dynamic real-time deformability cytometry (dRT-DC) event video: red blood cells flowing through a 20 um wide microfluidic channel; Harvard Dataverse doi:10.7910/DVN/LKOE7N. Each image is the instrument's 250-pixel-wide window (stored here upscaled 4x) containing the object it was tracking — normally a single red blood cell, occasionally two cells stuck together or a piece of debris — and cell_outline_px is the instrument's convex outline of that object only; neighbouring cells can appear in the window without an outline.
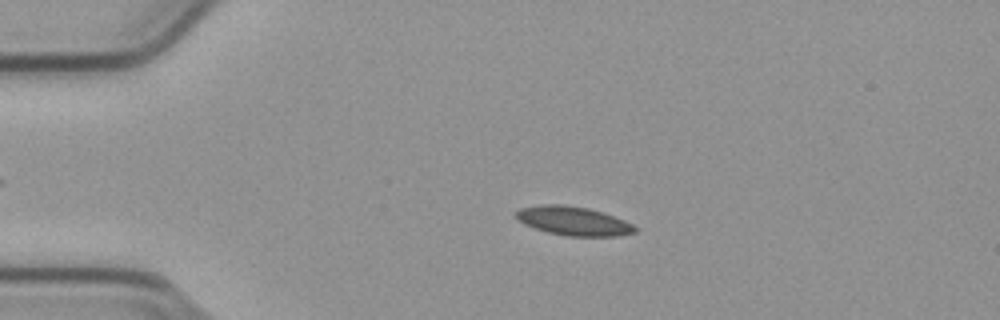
{"species": "common noctule bat (a hibernating species)", "species_latin": "Nyctalus noctula", "temperature_condition": "cold", "stored_images_in_passage": 48, "camera_frame_rate_fps": 3000, "um_per_image_px": 0.085, "animal": {"sex": "male", "body_mass_g": 23.1, "forearm_length_mm": 52.7}, "frame": {"image": 1, "passage_image": 6, "time_ms": 1.667, "image_size_px": [1000, 320], "cell_outline_px": [[636, 232], [620, 236], [568, 236], [548, 232], [524, 224], [516, 216], [516, 212], [520, 208], [544, 204], [564, 204], [588, 208], [604, 212], [624, 220], [632, 224], [636, 228]], "centroid_in_image_um": [48.77, 18.78], "position_along_channel_um": 36.2, "area_um2": 19.94}}
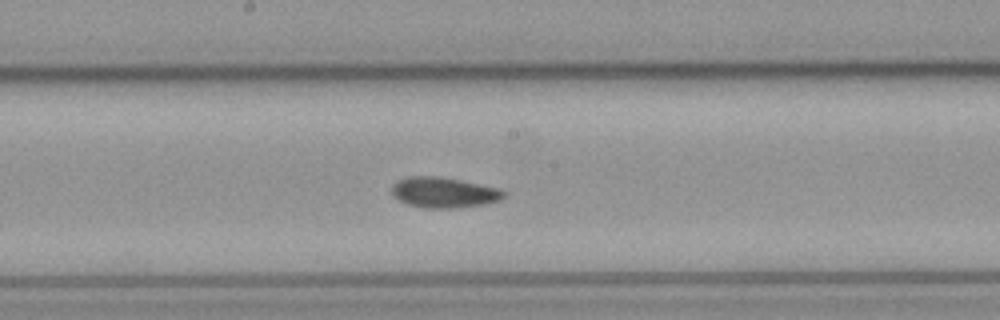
{"frame": {"image": 2, "passage_image": 23, "time_ms": 7.333, "image_size_px": [1000, 320], "cell_outline_px": [[504, 196], [500, 200], [488, 204], [460, 208], [424, 208], [408, 204], [392, 196], [392, 184], [396, 180], [408, 176], [440, 176], [500, 188], [504, 192]], "centroid_in_image_um": [37.72, 16.36], "position_along_channel_um": 210.5, "area_um2": 20.17}}
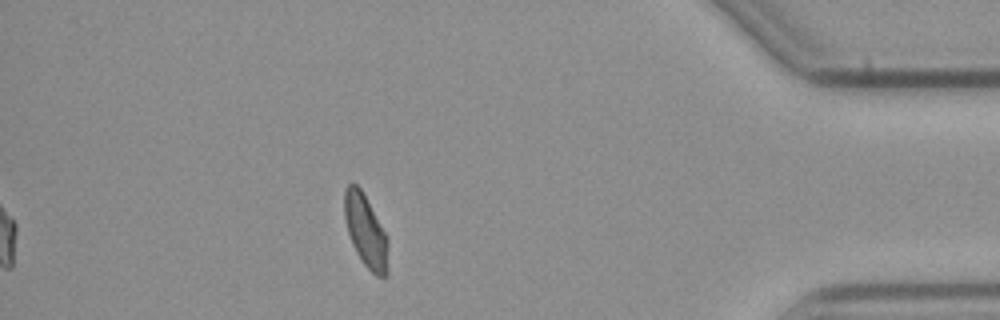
{"frame": {"image": 3, "passage_image": 42, "time_ms": 13.667, "image_size_px": [1000, 320], "cell_outline_px": [[388, 272], [384, 276], [376, 276], [364, 264], [356, 252], [352, 244], [348, 232], [344, 216], [344, 188], [352, 180], [360, 188], [384, 232], [388, 240]], "centroid_in_image_um": [31.06, 19.63], "position_along_channel_um": 404.1, "area_um2": 18.21}, "authors_computed_cell_mechanics": {"area_um2": 19.1896, "velocity_mm_per_s": 3.7815, "shape_relaxation_time_tau1_ms": null, "shape_relaxation_time_tau2_ms": 7.5285, "deformation_change_tau1": null, "deformation_change_tau2": 0.0856}}